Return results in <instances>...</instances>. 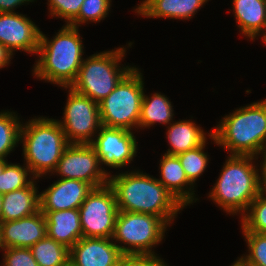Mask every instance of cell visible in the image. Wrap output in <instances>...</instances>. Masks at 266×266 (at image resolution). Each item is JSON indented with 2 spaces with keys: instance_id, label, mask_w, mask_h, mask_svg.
<instances>
[{
  "instance_id": "10",
  "label": "cell",
  "mask_w": 266,
  "mask_h": 266,
  "mask_svg": "<svg viewBox=\"0 0 266 266\" xmlns=\"http://www.w3.org/2000/svg\"><path fill=\"white\" fill-rule=\"evenodd\" d=\"M65 89H69L68 100L63 113V121L58 122L65 133L66 140L68 143L90 144L93 136L102 126L99 103L77 93L70 87H65Z\"/></svg>"
},
{
  "instance_id": "21",
  "label": "cell",
  "mask_w": 266,
  "mask_h": 266,
  "mask_svg": "<svg viewBox=\"0 0 266 266\" xmlns=\"http://www.w3.org/2000/svg\"><path fill=\"white\" fill-rule=\"evenodd\" d=\"M232 3L242 35L254 40L262 32L266 33V0H233Z\"/></svg>"
},
{
  "instance_id": "38",
  "label": "cell",
  "mask_w": 266,
  "mask_h": 266,
  "mask_svg": "<svg viewBox=\"0 0 266 266\" xmlns=\"http://www.w3.org/2000/svg\"><path fill=\"white\" fill-rule=\"evenodd\" d=\"M6 163V160H0V174L3 172Z\"/></svg>"
},
{
  "instance_id": "33",
  "label": "cell",
  "mask_w": 266,
  "mask_h": 266,
  "mask_svg": "<svg viewBox=\"0 0 266 266\" xmlns=\"http://www.w3.org/2000/svg\"><path fill=\"white\" fill-rule=\"evenodd\" d=\"M118 266H167L163 259L152 254H122Z\"/></svg>"
},
{
  "instance_id": "23",
  "label": "cell",
  "mask_w": 266,
  "mask_h": 266,
  "mask_svg": "<svg viewBox=\"0 0 266 266\" xmlns=\"http://www.w3.org/2000/svg\"><path fill=\"white\" fill-rule=\"evenodd\" d=\"M151 95H143L138 129L151 127L157 122L169 125L173 120L174 110L169 98L161 93Z\"/></svg>"
},
{
  "instance_id": "25",
  "label": "cell",
  "mask_w": 266,
  "mask_h": 266,
  "mask_svg": "<svg viewBox=\"0 0 266 266\" xmlns=\"http://www.w3.org/2000/svg\"><path fill=\"white\" fill-rule=\"evenodd\" d=\"M15 112H0V160H5L20 141L21 121Z\"/></svg>"
},
{
  "instance_id": "26",
  "label": "cell",
  "mask_w": 266,
  "mask_h": 266,
  "mask_svg": "<svg viewBox=\"0 0 266 266\" xmlns=\"http://www.w3.org/2000/svg\"><path fill=\"white\" fill-rule=\"evenodd\" d=\"M262 190L241 217L242 232L266 234V196ZM265 196V197H264Z\"/></svg>"
},
{
  "instance_id": "20",
  "label": "cell",
  "mask_w": 266,
  "mask_h": 266,
  "mask_svg": "<svg viewBox=\"0 0 266 266\" xmlns=\"http://www.w3.org/2000/svg\"><path fill=\"white\" fill-rule=\"evenodd\" d=\"M35 185L34 179L27 187L2 195V221L25 218L40 210L39 191Z\"/></svg>"
},
{
  "instance_id": "18",
  "label": "cell",
  "mask_w": 266,
  "mask_h": 266,
  "mask_svg": "<svg viewBox=\"0 0 266 266\" xmlns=\"http://www.w3.org/2000/svg\"><path fill=\"white\" fill-rule=\"evenodd\" d=\"M41 212L46 219L47 236L68 249L83 237L78 209Z\"/></svg>"
},
{
  "instance_id": "16",
  "label": "cell",
  "mask_w": 266,
  "mask_h": 266,
  "mask_svg": "<svg viewBox=\"0 0 266 266\" xmlns=\"http://www.w3.org/2000/svg\"><path fill=\"white\" fill-rule=\"evenodd\" d=\"M0 225L5 248H31L47 235L46 219L40 210L25 218L2 221Z\"/></svg>"
},
{
  "instance_id": "28",
  "label": "cell",
  "mask_w": 266,
  "mask_h": 266,
  "mask_svg": "<svg viewBox=\"0 0 266 266\" xmlns=\"http://www.w3.org/2000/svg\"><path fill=\"white\" fill-rule=\"evenodd\" d=\"M206 142L207 141L197 148L176 155L179 158L188 180L193 185L195 184V181L203 175L209 162L208 155L204 152Z\"/></svg>"
},
{
  "instance_id": "39",
  "label": "cell",
  "mask_w": 266,
  "mask_h": 266,
  "mask_svg": "<svg viewBox=\"0 0 266 266\" xmlns=\"http://www.w3.org/2000/svg\"><path fill=\"white\" fill-rule=\"evenodd\" d=\"M2 203H3V199H2V195L0 194V223L2 222Z\"/></svg>"
},
{
  "instance_id": "32",
  "label": "cell",
  "mask_w": 266,
  "mask_h": 266,
  "mask_svg": "<svg viewBox=\"0 0 266 266\" xmlns=\"http://www.w3.org/2000/svg\"><path fill=\"white\" fill-rule=\"evenodd\" d=\"M1 266H39L30 248H5Z\"/></svg>"
},
{
  "instance_id": "35",
  "label": "cell",
  "mask_w": 266,
  "mask_h": 266,
  "mask_svg": "<svg viewBox=\"0 0 266 266\" xmlns=\"http://www.w3.org/2000/svg\"><path fill=\"white\" fill-rule=\"evenodd\" d=\"M13 53L0 43V69L10 64Z\"/></svg>"
},
{
  "instance_id": "6",
  "label": "cell",
  "mask_w": 266,
  "mask_h": 266,
  "mask_svg": "<svg viewBox=\"0 0 266 266\" xmlns=\"http://www.w3.org/2000/svg\"><path fill=\"white\" fill-rule=\"evenodd\" d=\"M125 54L126 49L120 47L116 50L96 53L84 59L70 88L99 103L134 68L119 66Z\"/></svg>"
},
{
  "instance_id": "41",
  "label": "cell",
  "mask_w": 266,
  "mask_h": 266,
  "mask_svg": "<svg viewBox=\"0 0 266 266\" xmlns=\"http://www.w3.org/2000/svg\"><path fill=\"white\" fill-rule=\"evenodd\" d=\"M262 41L266 44V33L262 36Z\"/></svg>"
},
{
  "instance_id": "1",
  "label": "cell",
  "mask_w": 266,
  "mask_h": 266,
  "mask_svg": "<svg viewBox=\"0 0 266 266\" xmlns=\"http://www.w3.org/2000/svg\"><path fill=\"white\" fill-rule=\"evenodd\" d=\"M126 172V173H125ZM109 175L119 211L152 214L172 224L183 206L157 179L139 170Z\"/></svg>"
},
{
  "instance_id": "36",
  "label": "cell",
  "mask_w": 266,
  "mask_h": 266,
  "mask_svg": "<svg viewBox=\"0 0 266 266\" xmlns=\"http://www.w3.org/2000/svg\"><path fill=\"white\" fill-rule=\"evenodd\" d=\"M264 155L263 156V163L261 165V173H260V183H261V187H262V190H265L266 191V149L263 150V152L261 153V155Z\"/></svg>"
},
{
  "instance_id": "15",
  "label": "cell",
  "mask_w": 266,
  "mask_h": 266,
  "mask_svg": "<svg viewBox=\"0 0 266 266\" xmlns=\"http://www.w3.org/2000/svg\"><path fill=\"white\" fill-rule=\"evenodd\" d=\"M92 190L84 181L60 178L39 194L40 211L78 209Z\"/></svg>"
},
{
  "instance_id": "24",
  "label": "cell",
  "mask_w": 266,
  "mask_h": 266,
  "mask_svg": "<svg viewBox=\"0 0 266 266\" xmlns=\"http://www.w3.org/2000/svg\"><path fill=\"white\" fill-rule=\"evenodd\" d=\"M30 249L39 266L69 265L70 249L47 235Z\"/></svg>"
},
{
  "instance_id": "29",
  "label": "cell",
  "mask_w": 266,
  "mask_h": 266,
  "mask_svg": "<svg viewBox=\"0 0 266 266\" xmlns=\"http://www.w3.org/2000/svg\"><path fill=\"white\" fill-rule=\"evenodd\" d=\"M243 235L249 254L238 259L244 266H266V234L243 232Z\"/></svg>"
},
{
  "instance_id": "9",
  "label": "cell",
  "mask_w": 266,
  "mask_h": 266,
  "mask_svg": "<svg viewBox=\"0 0 266 266\" xmlns=\"http://www.w3.org/2000/svg\"><path fill=\"white\" fill-rule=\"evenodd\" d=\"M83 237L112 238L119 212L113 188H93L78 208Z\"/></svg>"
},
{
  "instance_id": "13",
  "label": "cell",
  "mask_w": 266,
  "mask_h": 266,
  "mask_svg": "<svg viewBox=\"0 0 266 266\" xmlns=\"http://www.w3.org/2000/svg\"><path fill=\"white\" fill-rule=\"evenodd\" d=\"M40 34V29L29 17L18 12L0 13V43L12 53L21 50L36 54Z\"/></svg>"
},
{
  "instance_id": "4",
  "label": "cell",
  "mask_w": 266,
  "mask_h": 266,
  "mask_svg": "<svg viewBox=\"0 0 266 266\" xmlns=\"http://www.w3.org/2000/svg\"><path fill=\"white\" fill-rule=\"evenodd\" d=\"M208 197L224 211L243 216L262 191L256 156L229 155Z\"/></svg>"
},
{
  "instance_id": "7",
  "label": "cell",
  "mask_w": 266,
  "mask_h": 266,
  "mask_svg": "<svg viewBox=\"0 0 266 266\" xmlns=\"http://www.w3.org/2000/svg\"><path fill=\"white\" fill-rule=\"evenodd\" d=\"M142 73L134 67L115 87L99 102L101 124L106 127L132 131L138 129L141 103L144 95Z\"/></svg>"
},
{
  "instance_id": "37",
  "label": "cell",
  "mask_w": 266,
  "mask_h": 266,
  "mask_svg": "<svg viewBox=\"0 0 266 266\" xmlns=\"http://www.w3.org/2000/svg\"><path fill=\"white\" fill-rule=\"evenodd\" d=\"M0 248L2 249V251L5 249L3 241H2V228L0 225Z\"/></svg>"
},
{
  "instance_id": "30",
  "label": "cell",
  "mask_w": 266,
  "mask_h": 266,
  "mask_svg": "<svg viewBox=\"0 0 266 266\" xmlns=\"http://www.w3.org/2000/svg\"><path fill=\"white\" fill-rule=\"evenodd\" d=\"M111 2V0H84L79 15L69 25L79 28L80 24L88 21L104 20L110 11Z\"/></svg>"
},
{
  "instance_id": "27",
  "label": "cell",
  "mask_w": 266,
  "mask_h": 266,
  "mask_svg": "<svg viewBox=\"0 0 266 266\" xmlns=\"http://www.w3.org/2000/svg\"><path fill=\"white\" fill-rule=\"evenodd\" d=\"M31 171L26 164L22 167L8 162L0 174V194H6L14 190L27 187L35 178L31 177ZM31 178H27V176ZM29 179V180H27Z\"/></svg>"
},
{
  "instance_id": "5",
  "label": "cell",
  "mask_w": 266,
  "mask_h": 266,
  "mask_svg": "<svg viewBox=\"0 0 266 266\" xmlns=\"http://www.w3.org/2000/svg\"><path fill=\"white\" fill-rule=\"evenodd\" d=\"M20 142L25 164L36 180L47 173L53 174L69 144L58 120L43 116L21 125Z\"/></svg>"
},
{
  "instance_id": "8",
  "label": "cell",
  "mask_w": 266,
  "mask_h": 266,
  "mask_svg": "<svg viewBox=\"0 0 266 266\" xmlns=\"http://www.w3.org/2000/svg\"><path fill=\"white\" fill-rule=\"evenodd\" d=\"M169 226L162 218L139 212L119 211L112 237L123 254H155L152 248L165 236ZM127 247H126V246Z\"/></svg>"
},
{
  "instance_id": "3",
  "label": "cell",
  "mask_w": 266,
  "mask_h": 266,
  "mask_svg": "<svg viewBox=\"0 0 266 266\" xmlns=\"http://www.w3.org/2000/svg\"><path fill=\"white\" fill-rule=\"evenodd\" d=\"M208 133L229 155H260L266 149V99L241 107Z\"/></svg>"
},
{
  "instance_id": "40",
  "label": "cell",
  "mask_w": 266,
  "mask_h": 266,
  "mask_svg": "<svg viewBox=\"0 0 266 266\" xmlns=\"http://www.w3.org/2000/svg\"><path fill=\"white\" fill-rule=\"evenodd\" d=\"M231 266H244V264L238 259L237 261L234 262L233 265Z\"/></svg>"
},
{
  "instance_id": "12",
  "label": "cell",
  "mask_w": 266,
  "mask_h": 266,
  "mask_svg": "<svg viewBox=\"0 0 266 266\" xmlns=\"http://www.w3.org/2000/svg\"><path fill=\"white\" fill-rule=\"evenodd\" d=\"M90 145L97 152L100 164L110 168H122L133 161L137 142L132 131L101 126Z\"/></svg>"
},
{
  "instance_id": "17",
  "label": "cell",
  "mask_w": 266,
  "mask_h": 266,
  "mask_svg": "<svg viewBox=\"0 0 266 266\" xmlns=\"http://www.w3.org/2000/svg\"><path fill=\"white\" fill-rule=\"evenodd\" d=\"M160 176L157 180L183 205L196 202L193 184L188 180L176 155L164 154L160 160ZM189 185V186H188ZM187 187V188H186ZM193 188V189H192ZM185 189V190H184ZM188 189V190H187Z\"/></svg>"
},
{
  "instance_id": "11",
  "label": "cell",
  "mask_w": 266,
  "mask_h": 266,
  "mask_svg": "<svg viewBox=\"0 0 266 266\" xmlns=\"http://www.w3.org/2000/svg\"><path fill=\"white\" fill-rule=\"evenodd\" d=\"M100 165L97 152L90 144L69 143L53 174L65 179L81 180L98 188L109 183L110 174Z\"/></svg>"
},
{
  "instance_id": "34",
  "label": "cell",
  "mask_w": 266,
  "mask_h": 266,
  "mask_svg": "<svg viewBox=\"0 0 266 266\" xmlns=\"http://www.w3.org/2000/svg\"><path fill=\"white\" fill-rule=\"evenodd\" d=\"M29 2H34V0H0V13L5 12H15L18 6L23 4H29Z\"/></svg>"
},
{
  "instance_id": "22",
  "label": "cell",
  "mask_w": 266,
  "mask_h": 266,
  "mask_svg": "<svg viewBox=\"0 0 266 266\" xmlns=\"http://www.w3.org/2000/svg\"><path fill=\"white\" fill-rule=\"evenodd\" d=\"M167 128V139L171 147L165 153L168 155H178L197 148L207 140L204 130L190 119L175 121Z\"/></svg>"
},
{
  "instance_id": "14",
  "label": "cell",
  "mask_w": 266,
  "mask_h": 266,
  "mask_svg": "<svg viewBox=\"0 0 266 266\" xmlns=\"http://www.w3.org/2000/svg\"><path fill=\"white\" fill-rule=\"evenodd\" d=\"M121 250L112 238L82 237L69 252L71 266H118Z\"/></svg>"
},
{
  "instance_id": "19",
  "label": "cell",
  "mask_w": 266,
  "mask_h": 266,
  "mask_svg": "<svg viewBox=\"0 0 266 266\" xmlns=\"http://www.w3.org/2000/svg\"><path fill=\"white\" fill-rule=\"evenodd\" d=\"M208 0H143L135 12L147 18L191 19Z\"/></svg>"
},
{
  "instance_id": "2",
  "label": "cell",
  "mask_w": 266,
  "mask_h": 266,
  "mask_svg": "<svg viewBox=\"0 0 266 266\" xmlns=\"http://www.w3.org/2000/svg\"><path fill=\"white\" fill-rule=\"evenodd\" d=\"M80 37L78 27L66 24L51 40L41 31L36 53L39 59L33 68L35 77L59 87H70L84 60Z\"/></svg>"
},
{
  "instance_id": "31",
  "label": "cell",
  "mask_w": 266,
  "mask_h": 266,
  "mask_svg": "<svg viewBox=\"0 0 266 266\" xmlns=\"http://www.w3.org/2000/svg\"><path fill=\"white\" fill-rule=\"evenodd\" d=\"M84 0H48L49 12L51 16L65 20L69 25L80 12Z\"/></svg>"
}]
</instances>
